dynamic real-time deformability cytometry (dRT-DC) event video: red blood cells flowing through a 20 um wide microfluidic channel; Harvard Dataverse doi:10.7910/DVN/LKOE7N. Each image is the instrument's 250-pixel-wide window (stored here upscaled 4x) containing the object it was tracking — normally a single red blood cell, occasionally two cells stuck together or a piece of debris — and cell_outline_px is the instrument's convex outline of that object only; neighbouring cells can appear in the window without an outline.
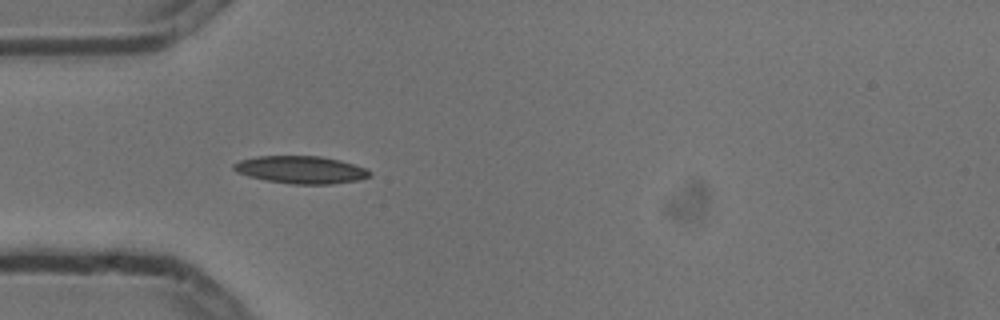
{"species": "common noctule bat (a hibernating species)", "species_latin": "Nyctalus noctula", "temperature_condition": "cold", "stored_images_in_passage": 4, "camera_frame_rate_fps": 3000, "um_per_image_px": 0.085, "animal": {"sex": "male", "body_mass_g": 13.3}, "frame": {"image": 1, "passage_image": 4, "time_ms": 1.0, "image_size_px": [1000, 320], "cell_outline_px": [[372, 176], [360, 180], [332, 184], [292, 184], [268, 180], [248, 176], [236, 172], [232, 168], [232, 164], [240, 160], [256, 156], [320, 156], [340, 160], [364, 168], [372, 172]], "centroid_in_image_um": [25.58, 14.43], "position_along_channel_um": 59.4, "area_um2": 21.85}}